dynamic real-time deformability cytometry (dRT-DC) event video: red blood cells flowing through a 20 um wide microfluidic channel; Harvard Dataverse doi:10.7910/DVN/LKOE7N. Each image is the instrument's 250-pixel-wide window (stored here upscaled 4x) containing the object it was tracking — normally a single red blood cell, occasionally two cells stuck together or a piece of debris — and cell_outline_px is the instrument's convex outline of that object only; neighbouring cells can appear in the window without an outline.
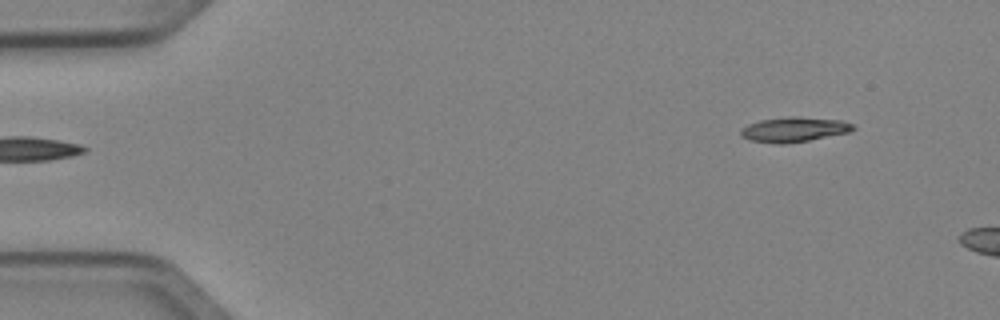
{"species": "Egyptian fruit bat (a non-hibernating species)", "species_latin": "Rousettus aegyptiacus", "temperature_condition": "cold", "stored_images_in_passage": 6, "segment_of_instrument_passage": [2, 2], "camera_frame_rate_fps": 3000, "um_per_image_px": 0.085, "animal": {"sex": "female"}, "frame": {"image": 1, "passage_image": 6, "time_ms": 1.667, "image_size_px": [1000, 320], "cell_outline_px": [[856, 128], [852, 132], [808, 140], [784, 144], [776, 144], [748, 140], [740, 136], [740, 132], [748, 124], [760, 120], [792, 116], [840, 120], [852, 124]], "centroid_in_image_um": [67.49, 11.01], "position_along_channel_um": 17.5, "area_um2": 16.24}}